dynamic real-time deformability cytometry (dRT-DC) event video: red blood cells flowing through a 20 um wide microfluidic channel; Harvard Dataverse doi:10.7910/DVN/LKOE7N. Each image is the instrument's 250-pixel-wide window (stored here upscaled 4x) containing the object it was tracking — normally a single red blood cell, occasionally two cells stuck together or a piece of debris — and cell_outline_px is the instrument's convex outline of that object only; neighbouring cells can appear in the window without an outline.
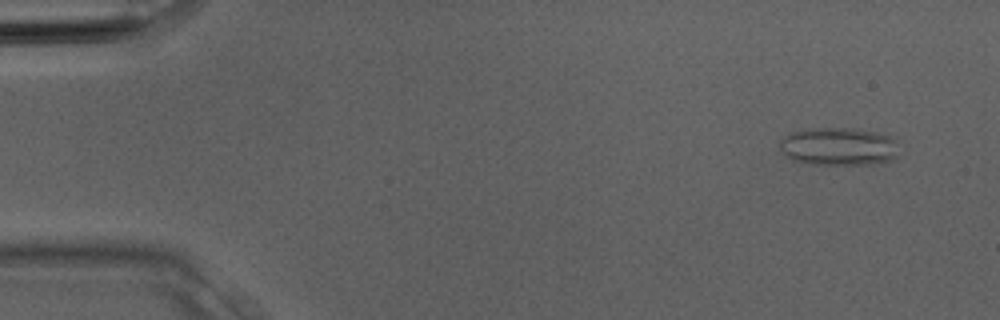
{"species": "Egyptian fruit bat (a non-hibernating species)", "species_latin": "Rousettus aegyptiacus", "temperature_condition": "room temperature", "stored_images_in_passage": 4, "camera_frame_rate_fps": 3000, "um_per_image_px": 0.085, "animal": {"sex": "male"}, "frame": {"image": 1, "passage_image": 4, "time_ms": 1.0, "image_size_px": [1000, 320], "cell_outline_px": [[900, 156], [896, 160], [868, 164], [816, 164], [792, 160], [780, 152], [780, 140], [784, 136], [792, 132], [816, 128], [856, 128], [876, 132], [888, 136], [896, 140]], "centroid_in_image_um": [71.33, 12.46], "position_along_channel_um": 13.7, "area_um2": 26.65}}